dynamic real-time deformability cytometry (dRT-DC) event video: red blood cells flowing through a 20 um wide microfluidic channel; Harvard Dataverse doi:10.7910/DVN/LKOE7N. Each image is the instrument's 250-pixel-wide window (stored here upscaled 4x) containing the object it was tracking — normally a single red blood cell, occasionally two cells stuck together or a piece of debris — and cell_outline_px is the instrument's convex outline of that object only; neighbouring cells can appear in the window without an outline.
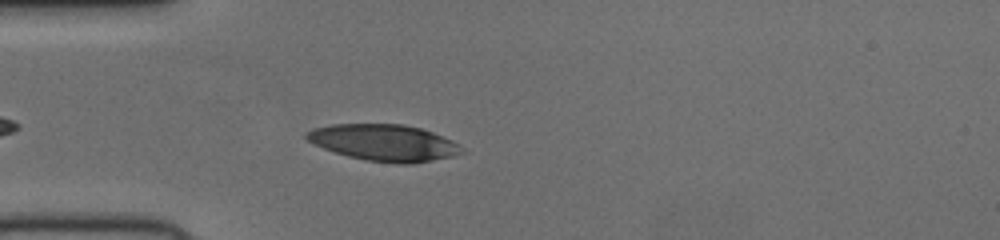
{"species": "human", "species_latin": "Homo sapiens", "temperature_condition": "cold", "stored_images_in_passage": 34, "camera_frame_rate_fps": 3000, "um_per_image_px": 0.085, "donor": {"sex": "female"}, "frame": {"image": 1, "passage_image": 4, "time_ms": 1.0, "image_size_px": [1000, 240], "cell_outline_px": [[468, 152], [452, 156], [412, 164], [396, 164], [368, 160], [348, 156], [324, 148], [308, 140], [304, 136], [304, 132], [312, 128], [332, 124], [404, 124], [420, 128], [432, 132], [452, 140], [460, 144]], "centroid_in_image_um": [32.68, 12.12], "position_along_channel_um": 52.3, "area_um2": 33.12}}
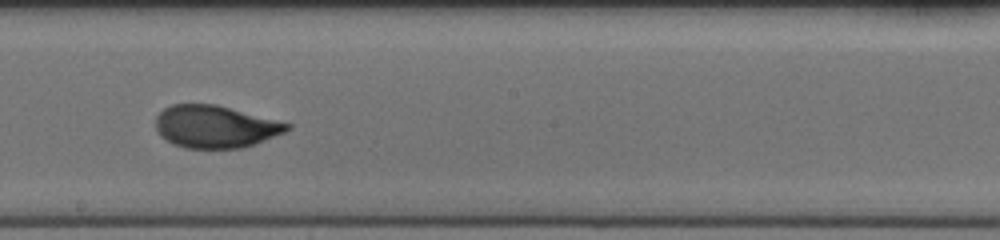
{"frame": {"image": 2, "passage_image": 18, "time_ms": 5.667, "image_size_px": [1000, 240], "cell_outline_px": [[292, 128], [284, 132], [264, 140], [240, 148], [184, 148], [172, 144], [160, 136], [156, 128], [156, 116], [164, 108], [172, 104], [216, 104], [292, 124]], "centroid_in_image_um": [18.26, 10.76], "position_along_channel_um": 229.9, "area_um2": 32.37}}
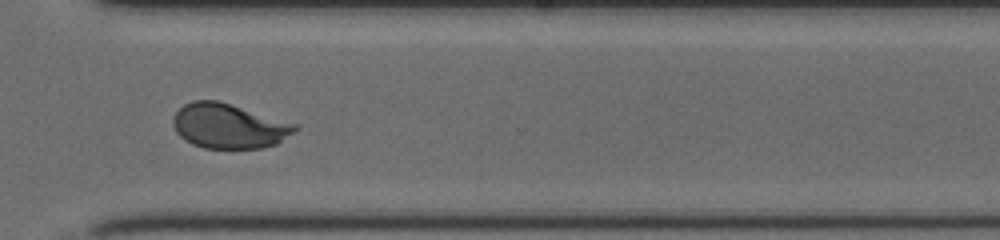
{"frame": {"image": 3, "passage_image": 27, "time_ms": 8.667, "image_size_px": [1000, 240], "cell_outline_px": [[300, 128], [276, 144], [264, 148], [204, 148], [192, 144], [184, 140], [176, 132], [172, 124], [172, 120], [176, 112], [184, 104], [192, 100], [220, 100], [300, 124]], "centroid_in_image_um": [19.48, 10.69], "position_along_channel_um": 351.1, "area_um2": 32.37}}